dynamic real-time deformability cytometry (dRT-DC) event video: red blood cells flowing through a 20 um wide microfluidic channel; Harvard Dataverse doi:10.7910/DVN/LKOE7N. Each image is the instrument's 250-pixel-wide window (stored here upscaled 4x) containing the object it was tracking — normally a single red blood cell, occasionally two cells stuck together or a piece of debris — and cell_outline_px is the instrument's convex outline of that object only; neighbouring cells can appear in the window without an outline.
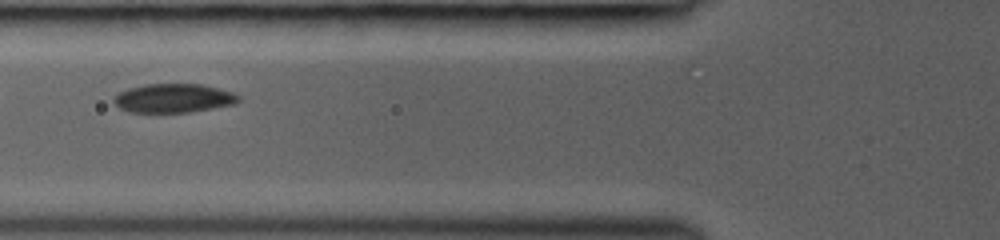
{"species": "common noctule bat (a hibernating species)", "species_latin": "Nyctalus noctula", "temperature_condition": "room temperature", "stored_images_in_passage": 5, "camera_frame_rate_fps": 3000, "um_per_image_px": 0.085, "animal": {"sex": "female", "body_mass_g": 19.0, "forearm_length_mm": 53.3}, "frame": {"image": 1, "passage_image": 4, "time_ms": 3.333, "image_size_px": [1000, 240], "cell_outline_px": [[240, 100], [236, 104], [188, 112], [128, 112], [120, 108], [112, 100], [120, 92], [128, 88], [144, 84], [200, 84], [232, 92], [240, 96]], "centroid_in_image_um": [14.75, 8.34], "position_along_channel_um": 111.1, "area_um2": 20.87}}